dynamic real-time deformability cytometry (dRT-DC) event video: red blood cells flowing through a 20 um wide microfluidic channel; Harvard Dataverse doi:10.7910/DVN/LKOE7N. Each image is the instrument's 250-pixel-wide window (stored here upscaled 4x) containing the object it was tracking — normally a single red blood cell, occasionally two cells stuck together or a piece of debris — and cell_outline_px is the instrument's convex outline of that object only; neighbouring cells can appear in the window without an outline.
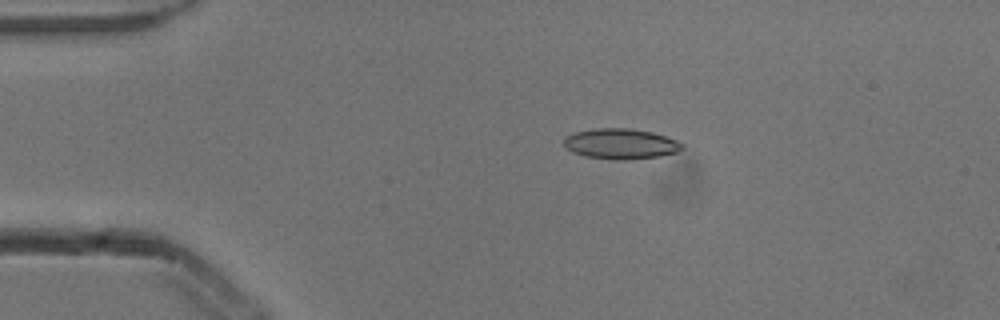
{"species": "common noctule bat (a hibernating species)", "species_latin": "Nyctalus noctula", "temperature_condition": "cold", "stored_images_in_passage": 6, "camera_frame_rate_fps": 3000, "um_per_image_px": 0.085, "animal": {"sex": "male", "body_mass_g": 13.3}, "frame": {"image": 1, "passage_image": 2, "time_ms": 0.333, "image_size_px": [1000, 320], "cell_outline_px": [[684, 148], [676, 152], [660, 156], [624, 160], [620, 160], [588, 156], [572, 152], [564, 148], [564, 136], [576, 132], [596, 128], [628, 128], [652, 132], [676, 140], [684, 144]], "centroid_in_image_um": [52.75, 12.22], "position_along_channel_um": 32.2, "area_um2": 20.87}}
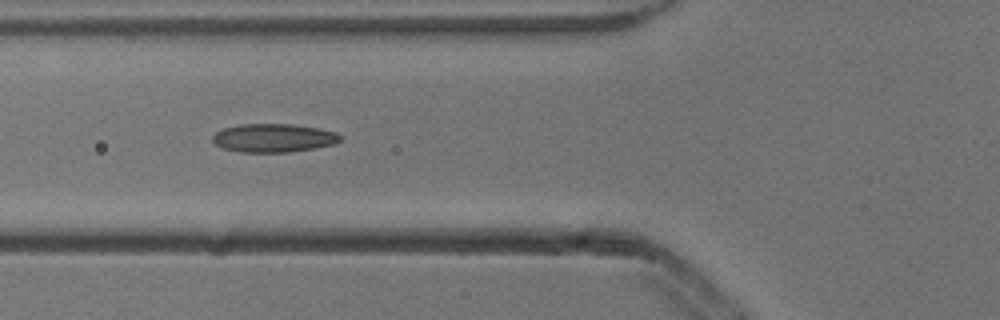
{"frame": {"image": 2, "passage_image": 4, "time_ms": 1.0, "image_size_px": [1000, 320], "cell_outline_px": [[340, 140], [336, 144], [316, 148], [288, 152], [240, 152], [224, 148], [216, 144], [212, 140], [212, 136], [216, 132], [224, 128], [240, 124], [292, 124], [316, 128], [336, 132], [340, 136]], "centroid_in_image_um": [23.25, 11.73], "position_along_channel_um": 102.5, "area_um2": 21.1}}
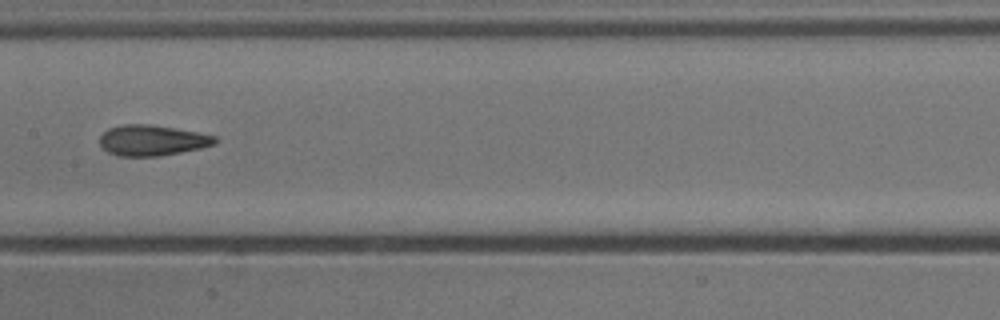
{"frame": {"image": 3, "passage_image": 6, "time_ms": 1.667, "image_size_px": [1000, 320], "cell_outline_px": [[216, 144], [200, 148], [160, 156], [120, 156], [108, 152], [100, 144], [100, 136], [108, 128], [124, 124], [148, 124], [196, 132], [216, 136]], "centroid_in_image_um": [12.91, 11.93], "position_along_channel_um": 194.5, "area_um2": 20.35}}